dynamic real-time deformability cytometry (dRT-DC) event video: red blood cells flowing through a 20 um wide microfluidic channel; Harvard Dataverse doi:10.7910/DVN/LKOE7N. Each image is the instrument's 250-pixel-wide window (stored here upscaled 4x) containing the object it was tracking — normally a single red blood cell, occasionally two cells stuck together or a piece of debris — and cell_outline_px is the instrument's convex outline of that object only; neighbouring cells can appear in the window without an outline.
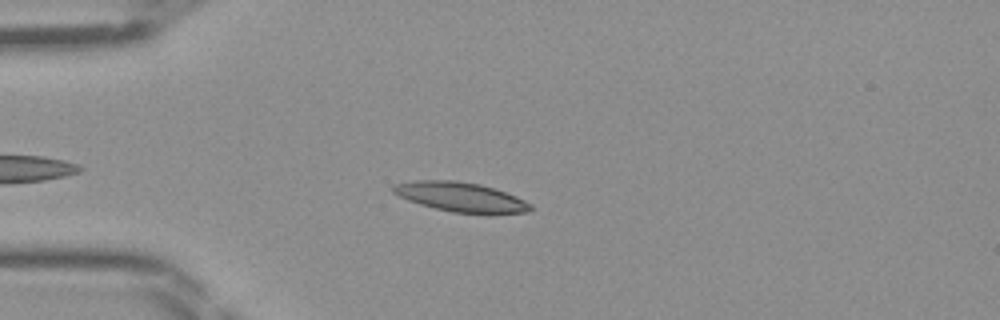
{"species": "Egyptian fruit bat (a non-hibernating species)", "species_latin": "Rousettus aegyptiacus", "temperature_condition": "room temperature", "stored_images_in_passage": 37, "camera_frame_rate_fps": 3000, "um_per_image_px": 0.085, "frame": {"image": 1, "passage_image": 6, "time_ms": 1.667, "image_size_px": [1000, 320], "cell_outline_px": [[532, 208], [528, 212], [488, 216], [452, 212], [420, 204], [408, 200], [392, 192], [392, 184], [416, 180], [456, 180], [480, 184], [516, 196], [532, 204]], "centroid_in_image_um": [39.21, 16.77], "position_along_channel_um": 45.8, "area_um2": 24.16}}
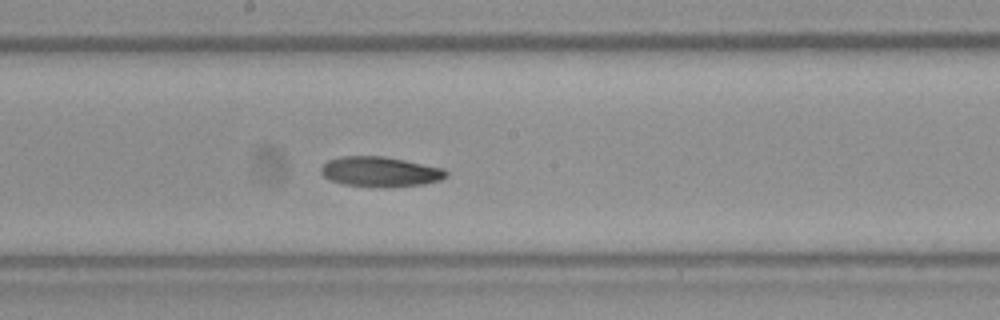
{"frame": {"image": 2, "passage_image": 19, "time_ms": 6.0, "image_size_px": [1000, 320], "cell_outline_px": [[448, 176], [440, 180], [424, 184], [384, 188], [372, 188], [344, 184], [332, 180], [324, 176], [320, 172], [320, 168], [328, 160], [340, 156], [384, 156], [444, 168], [448, 172]], "centroid_in_image_um": [32.33, 14.61], "position_along_channel_um": 215.9, "area_um2": 22.2}}
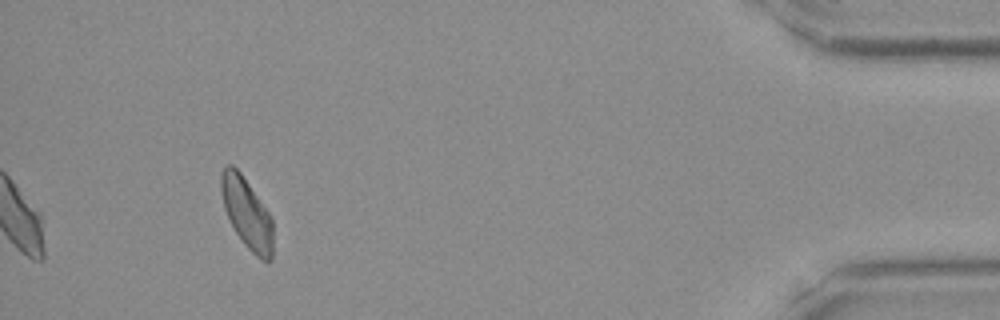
{"frame": {"image": 3, "passage_image": 37, "time_ms": 12.0, "image_size_px": [1000, 320], "cell_outline_px": [[272, 260], [268, 264], [256, 256], [244, 244], [228, 220], [224, 208], [220, 192], [220, 172], [228, 164], [232, 164], [240, 172], [268, 212], [272, 220]], "centroid_in_image_um": [20.95, 18.13], "position_along_channel_um": 414.2, "area_um2": 21.33}}